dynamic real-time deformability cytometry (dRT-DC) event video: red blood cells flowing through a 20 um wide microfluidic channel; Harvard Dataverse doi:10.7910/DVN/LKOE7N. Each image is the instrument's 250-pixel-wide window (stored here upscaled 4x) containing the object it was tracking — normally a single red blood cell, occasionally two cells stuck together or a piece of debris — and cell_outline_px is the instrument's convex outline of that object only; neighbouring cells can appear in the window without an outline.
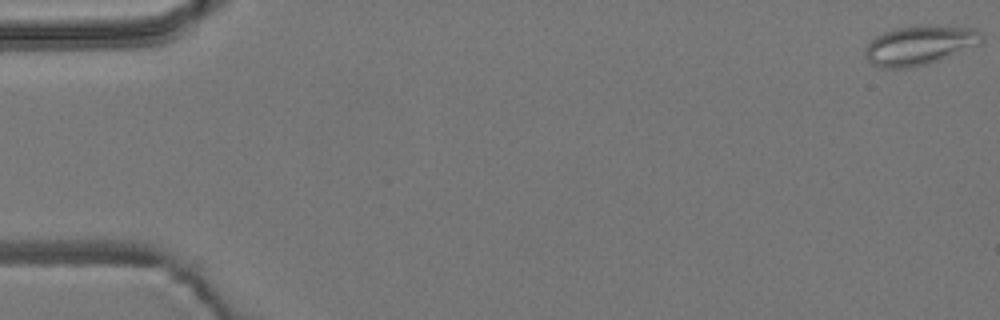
{"species": "common noctule bat (a hibernating species)", "species_latin": "Nyctalus noctula", "temperature_condition": "room temperature", "stored_images_in_passage": 55, "camera_frame_rate_fps": 3000, "um_per_image_px": 0.085, "animal": {"sex": "male", "body_mass_g": 19.2, "forearm_length_mm": 51.8}, "frame": {"image": 1, "passage_image": 1, "time_ms": 0.0, "image_size_px": [1000, 320], "cell_outline_px": [[984, 40], [980, 44], [928, 64], [908, 68], [880, 68], [872, 64], [864, 56], [864, 48], [876, 36], [884, 32], [896, 28], [920, 24], [928, 24], [972, 28], [980, 32], [984, 36]], "centroid_in_image_um": [78.16, 3.83], "position_along_channel_um": 6.8, "area_um2": 26.99}}
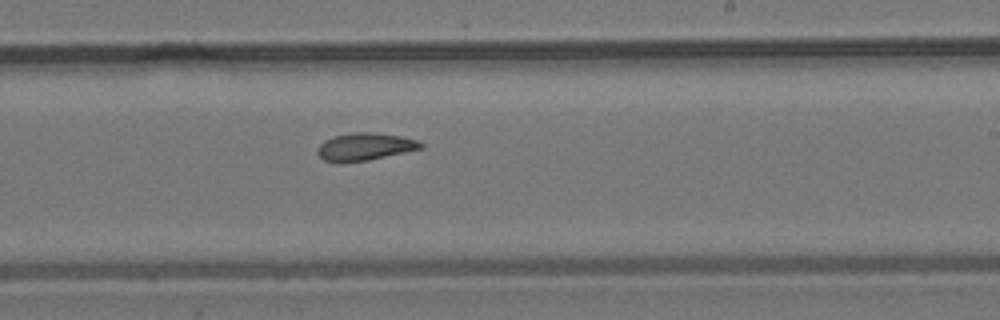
{"frame": {"image": 2, "passage_image": 33, "time_ms": 10.667, "image_size_px": [1000, 320], "cell_outline_px": [[424, 148], [368, 160], [344, 164], [340, 164], [324, 160], [316, 152], [316, 148], [324, 140], [332, 136], [352, 132], [376, 132], [400, 136], [416, 140], [424, 144]], "centroid_in_image_um": [30.97, 12.48], "position_along_channel_um": 258.0, "area_um2": 16.94}}
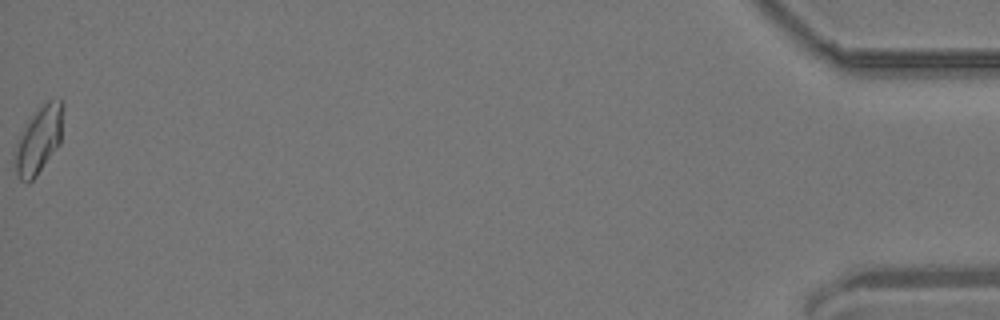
{"frame": {"image": 3, "passage_image": 55, "time_ms": 18.0, "image_size_px": [1000, 320], "cell_outline_px": [[64, 108], [60, 144], [36, 176], [28, 184], [20, 180], [16, 172], [12, 156], [12, 152], [16, 140], [32, 112], [36, 108], [48, 100], [64, 100]], "centroid_in_image_um": [3.26, 11.87], "position_along_channel_um": 431.9, "area_um2": 19.59}, "authors_computed_cell_mechanics": {"area_um2": 17.1666, "velocity_mm_per_s": 3.799, "shape_relaxation_time_tau1_ms": null, "shape_relaxation_time_tau2_ms": 2.4675, "deformation_change_tau1": null, "deformation_change_tau2": 0.0829}}